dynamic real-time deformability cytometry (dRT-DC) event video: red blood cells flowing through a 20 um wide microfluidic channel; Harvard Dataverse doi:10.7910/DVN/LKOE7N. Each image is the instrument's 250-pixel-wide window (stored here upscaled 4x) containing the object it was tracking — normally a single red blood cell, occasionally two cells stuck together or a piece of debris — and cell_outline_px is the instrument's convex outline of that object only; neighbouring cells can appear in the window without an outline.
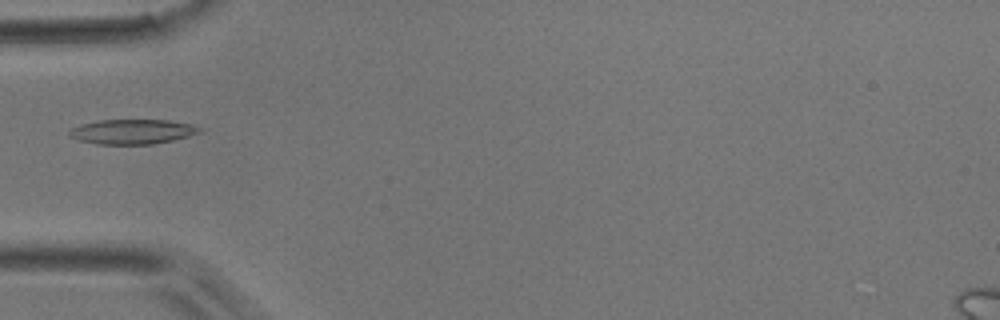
{"species": "common noctule bat (a hibernating species)", "species_latin": "Nyctalus noctula", "temperature_condition": "room temperature", "stored_images_in_passage": 35, "camera_frame_rate_fps": 3000, "um_per_image_px": 0.085, "animal": {"sex": "male", "body_mass_g": 17.9}, "frame": {"image": 1, "passage_image": 1, "time_ms": 0.0, "image_size_px": [1000, 320], "cell_outline_px": [[204, 132], [172, 140], [152, 144], [96, 144], [80, 140], [68, 136], [68, 132], [72, 128], [84, 124], [100, 120], [168, 120], [192, 124], [200, 128]], "centroid_in_image_um": [11.28, 11.19], "position_along_channel_um": 73.7, "area_um2": 18.67}}
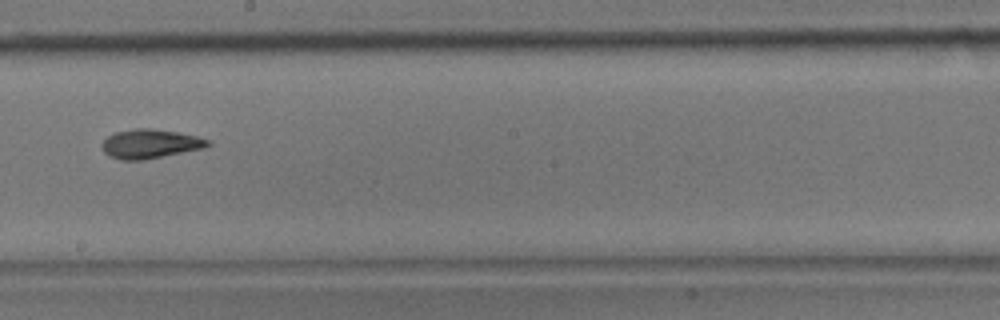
{"frame": {"image": 2, "passage_image": 13, "time_ms": 4.0, "image_size_px": [1000, 320], "cell_outline_px": [[212, 144], [204, 148], [144, 160], [120, 160], [108, 156], [104, 152], [100, 144], [108, 136], [116, 132], [136, 128], [148, 128], [176, 132], [196, 136], [212, 140]], "centroid_in_image_um": [12.76, 12.23], "position_along_channel_um": 235.4, "area_um2": 18.03}}
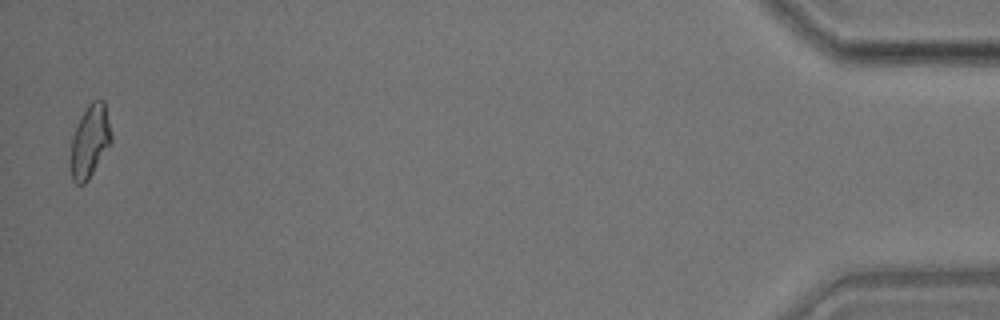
{"frame": {"image": 3, "passage_image": 34, "time_ms": 11.0, "image_size_px": [1000, 320], "cell_outline_px": [[112, 144], [88, 180], [84, 184], [76, 184], [72, 180], [68, 160], [72, 136], [88, 104], [92, 100], [104, 100], [112, 132]], "centroid_in_image_um": [7.64, 12.06], "position_along_channel_um": 427.6, "area_um2": 17.69}}